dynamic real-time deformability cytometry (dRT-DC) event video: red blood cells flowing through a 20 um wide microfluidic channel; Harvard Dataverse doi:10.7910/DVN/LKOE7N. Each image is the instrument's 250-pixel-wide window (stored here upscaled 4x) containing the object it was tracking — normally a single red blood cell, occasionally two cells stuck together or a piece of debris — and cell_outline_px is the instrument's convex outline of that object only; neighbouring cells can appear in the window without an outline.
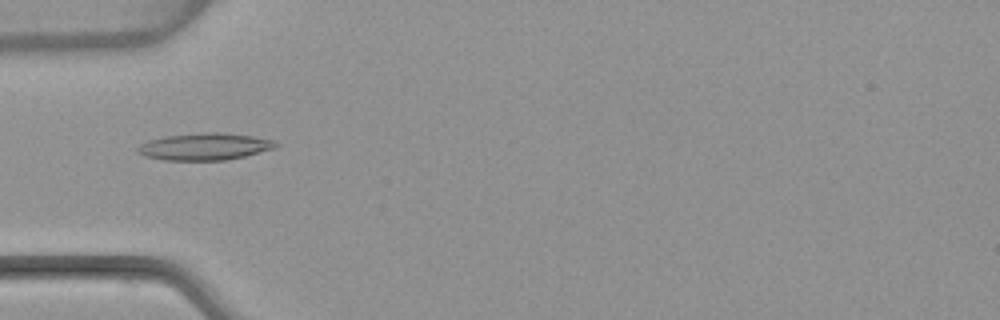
{"species": "common noctule bat (a hibernating species)", "species_latin": "Nyctalus noctula", "temperature_condition": "warm", "stored_images_in_passage": 53, "camera_frame_rate_fps": 3000, "um_per_image_px": 0.085, "animal": {"sex": "female", "body_mass_g": 22.7, "forearm_length_mm": 54.2}, "frame": {"image": 1, "passage_image": 17, "time_ms": 5.333, "image_size_px": [1000, 320], "cell_outline_px": [[280, 144], [276, 148], [228, 160], [164, 160], [144, 156], [136, 152], [136, 148], [140, 144], [148, 140], [164, 136], [204, 132], [220, 132], [252, 136], [272, 140]], "centroid_in_image_um": [17.37, 12.46], "position_along_channel_um": 67.6, "area_um2": 21.85}}
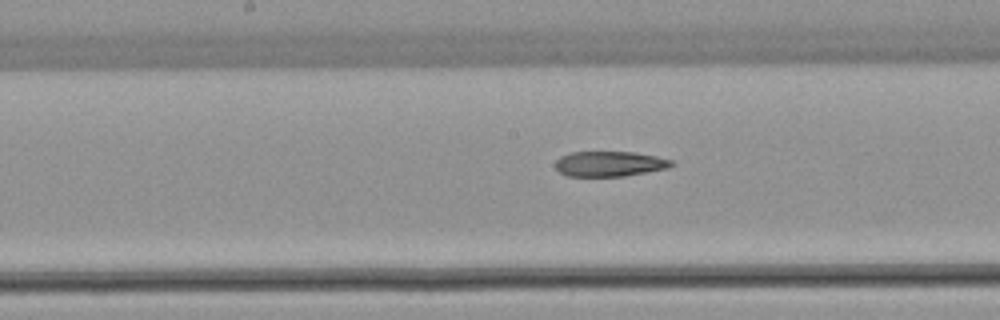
{"frame": {"image": 2, "passage_image": 27, "time_ms": 8.667, "image_size_px": [1000, 320], "cell_outline_px": [[672, 164], [668, 168], [624, 176], [564, 176], [556, 168], [556, 160], [560, 156], [568, 152], [632, 152], [656, 156], [672, 160]], "centroid_in_image_um": [51.77, 13.92], "position_along_channel_um": 196.4, "area_um2": 16.99}}
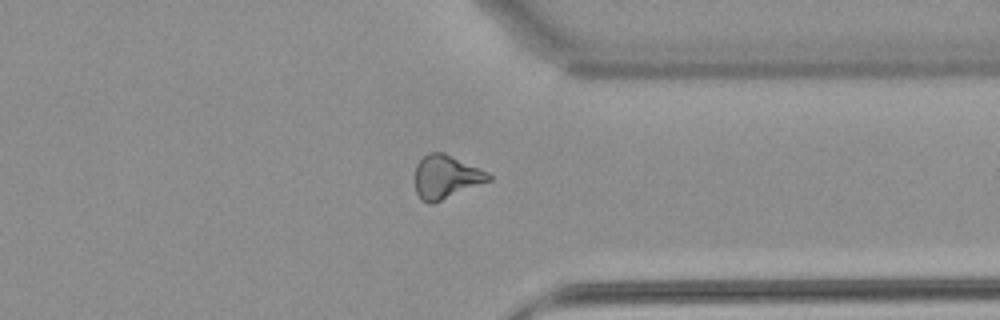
{"frame": {"image": 3, "passage_image": 41, "time_ms": 13.333, "image_size_px": [1000, 320], "cell_outline_px": [[492, 180], [432, 204], [428, 204], [420, 200], [416, 192], [416, 164], [428, 152], [444, 152], [480, 168], [488, 172], [492, 176]], "centroid_in_image_um": [37.92, 15.04], "position_along_channel_um": 373.5, "area_um2": 18.73}, "authors_computed_cell_mechanics": {"area_um2": 18.785, "velocity_mm_per_s": 3.8591, "shape_relaxation_time_tau1_ms": null, "shape_relaxation_time_tau2_ms": 5.9693, "deformation_change_tau1": null, "deformation_change_tau2": 0.1721}}